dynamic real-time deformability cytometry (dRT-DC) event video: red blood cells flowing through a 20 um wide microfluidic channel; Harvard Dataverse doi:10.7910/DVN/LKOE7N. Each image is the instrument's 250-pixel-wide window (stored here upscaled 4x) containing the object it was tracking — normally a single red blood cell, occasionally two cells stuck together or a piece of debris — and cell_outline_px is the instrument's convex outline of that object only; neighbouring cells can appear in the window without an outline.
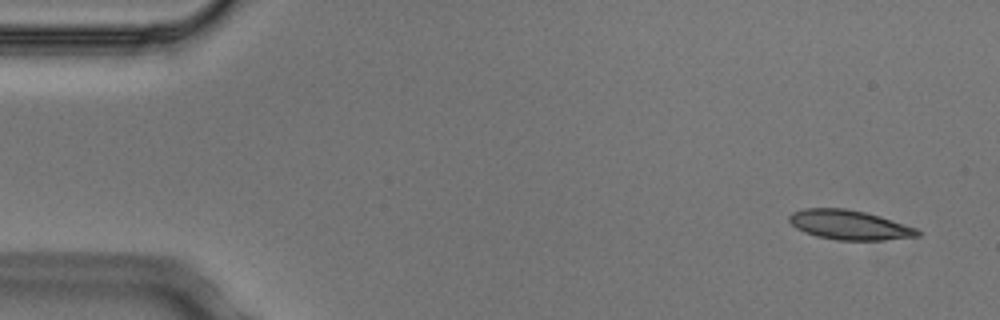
{"species": "Egyptian fruit bat (a non-hibernating species)", "species_latin": "Rousettus aegyptiacus", "temperature_condition": "cold", "stored_images_in_passage": 3, "camera_frame_rate_fps": 3000, "um_per_image_px": 0.085, "animal": {"sex": "male"}, "frame": {"image": 1, "passage_image": 1, "time_ms": 0.0, "image_size_px": [1000, 320], "cell_outline_px": [[920, 236], [884, 240], [836, 240], [816, 236], [804, 232], [796, 228], [788, 220], [788, 216], [792, 212], [804, 208], [844, 208], [864, 212], [880, 216], [916, 228], [920, 232]], "centroid_in_image_um": [72.17, 19.12], "position_along_channel_um": 12.8, "area_um2": 22.08}}